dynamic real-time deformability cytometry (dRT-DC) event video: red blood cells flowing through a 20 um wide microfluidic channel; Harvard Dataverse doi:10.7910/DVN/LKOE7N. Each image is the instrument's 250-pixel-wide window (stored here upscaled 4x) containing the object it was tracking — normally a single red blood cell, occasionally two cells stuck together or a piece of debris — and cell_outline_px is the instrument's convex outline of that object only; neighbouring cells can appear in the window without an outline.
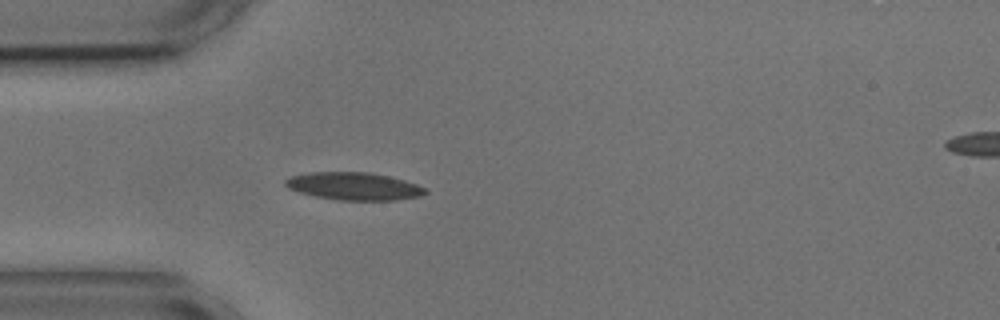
{"species": "common noctule bat (a hibernating species)", "species_latin": "Nyctalus noctula", "temperature_condition": "cold", "stored_images_in_passage": 2, "segment_of_instrument_passage": [1, 2], "camera_frame_rate_fps": 3000, "um_per_image_px": 0.085, "animal": {"sex": "male", "body_mass_g": 17.9, "forearm_length_mm": 54.2}, "frame": {"image": 1, "passage_image": 1, "time_ms": 0.0, "image_size_px": [1000, 320], "cell_outline_px": [[428, 192], [420, 196], [396, 200], [340, 200], [316, 196], [300, 192], [288, 188], [284, 184], [284, 180], [292, 176], [308, 172], [368, 172], [388, 176], [404, 180], [416, 184], [424, 188]], "centroid_in_image_um": [30.07, 15.82], "position_along_channel_um": 54.9, "area_um2": 22.37}}